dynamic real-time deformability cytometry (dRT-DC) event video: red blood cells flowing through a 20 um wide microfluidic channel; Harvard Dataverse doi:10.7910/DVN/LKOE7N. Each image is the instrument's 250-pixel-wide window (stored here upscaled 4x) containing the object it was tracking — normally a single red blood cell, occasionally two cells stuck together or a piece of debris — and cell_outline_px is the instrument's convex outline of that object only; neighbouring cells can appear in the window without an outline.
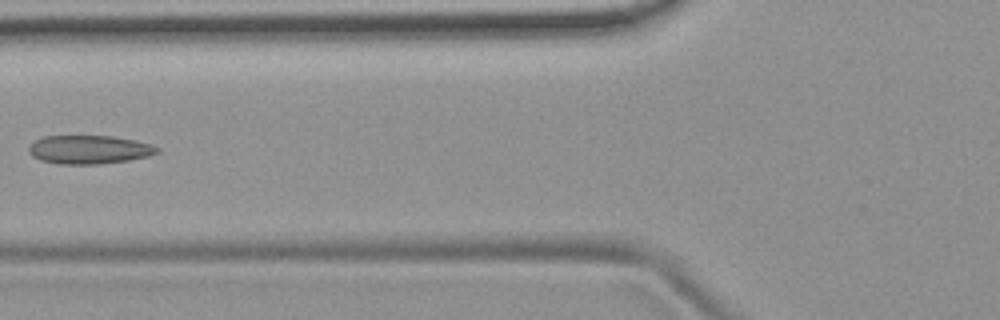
{"species": "common noctule bat (a hibernating species)", "species_latin": "Nyctalus noctula", "temperature_condition": "room temperature", "stored_images_in_passage": 4, "camera_frame_rate_fps": 3000, "um_per_image_px": 0.085, "animal": {"sex": "female", "body_mass_g": 19.9}, "frame": {"image": 1, "passage_image": 3, "time_ms": 2.333, "image_size_px": [1000, 320], "cell_outline_px": [[160, 152], [148, 156], [128, 160], [100, 164], [60, 164], [40, 160], [32, 156], [28, 152], [28, 148], [36, 140], [44, 136], [112, 136], [152, 144], [160, 148]], "centroid_in_image_um": [7.59, 12.72], "position_along_channel_um": 118.2, "area_um2": 21.33}}
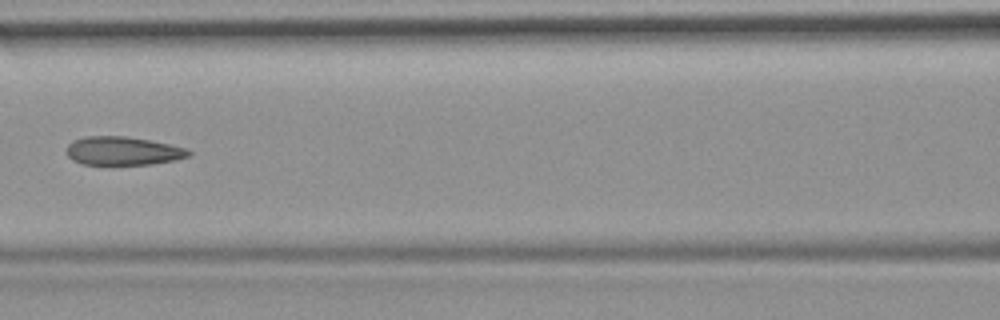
{"frame": {"image": 2, "passage_image": 4, "time_ms": 3.333, "image_size_px": [1000, 320], "cell_outline_px": [[192, 152], [188, 156], [176, 160], [152, 164], [112, 168], [84, 164], [72, 160], [68, 156], [68, 144], [72, 140], [84, 136], [124, 136], [148, 140], [188, 148]], "centroid_in_image_um": [10.43, 12.88], "position_along_channel_um": 156.2, "area_um2": 21.15}}